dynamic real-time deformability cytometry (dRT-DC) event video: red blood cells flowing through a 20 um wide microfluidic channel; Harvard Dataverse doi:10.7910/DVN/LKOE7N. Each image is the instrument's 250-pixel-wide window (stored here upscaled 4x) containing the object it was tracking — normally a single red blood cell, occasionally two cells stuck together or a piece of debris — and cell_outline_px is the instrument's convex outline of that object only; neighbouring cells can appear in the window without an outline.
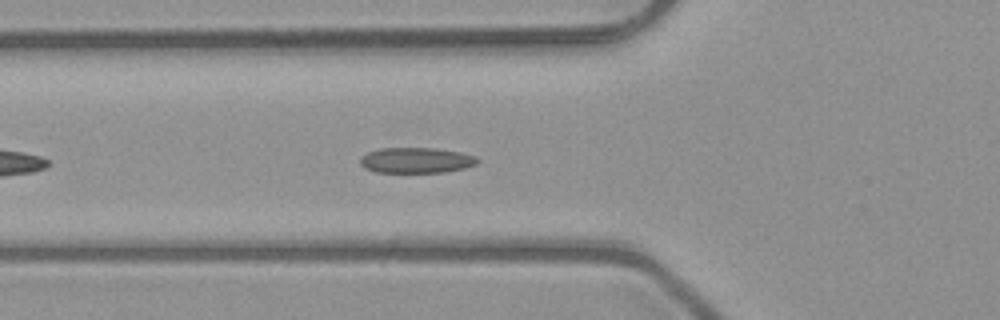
{"species": "common noctule bat (a hibernating species)", "species_latin": "Nyctalus noctula", "temperature_condition": "room temperature", "stored_images_in_passage": 11, "camera_frame_rate_fps": 3000, "um_per_image_px": 0.085, "animal": {"sex": "male", "body_mass_g": 23.1, "forearm_length_mm": 52.7}, "frame": {"image": 1, "passage_image": 7, "time_ms": 2.0, "image_size_px": [1000, 320], "cell_outline_px": [[480, 160], [476, 164], [464, 168], [444, 172], [376, 172], [364, 168], [360, 164], [360, 156], [368, 152], [380, 148], [436, 148], [460, 152], [476, 156]], "centroid_in_image_um": [35.37, 13.62], "position_along_channel_um": 90.4, "area_um2": 17.51}}